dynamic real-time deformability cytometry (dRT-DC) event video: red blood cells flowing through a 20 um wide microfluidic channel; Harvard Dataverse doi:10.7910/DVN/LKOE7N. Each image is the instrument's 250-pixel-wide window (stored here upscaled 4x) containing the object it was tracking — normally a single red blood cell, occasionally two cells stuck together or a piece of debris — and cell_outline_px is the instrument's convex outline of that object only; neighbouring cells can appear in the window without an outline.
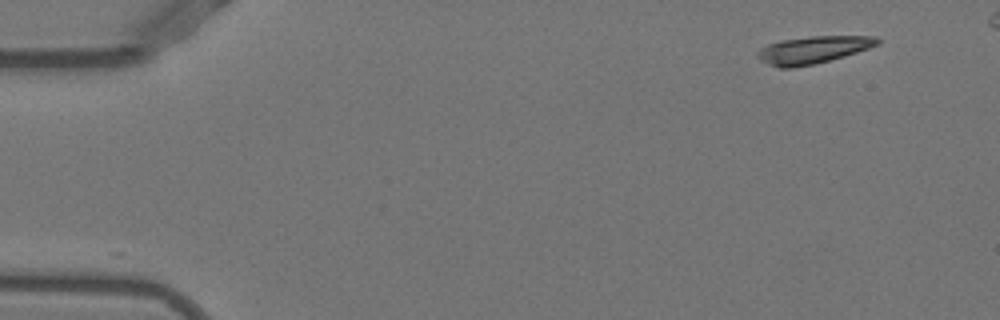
{"species": "Egyptian fruit bat (a non-hibernating species)", "species_latin": "Rousettus aegyptiacus", "temperature_condition": "warm", "stored_images_in_passage": 12, "camera_frame_rate_fps": 3000, "um_per_image_px": 0.085, "animal": {"sex": "female"}, "frame": {"image": 1, "passage_image": 1, "time_ms": 0.0, "image_size_px": [1000, 320], "cell_outline_px": [[880, 40], [876, 44], [868, 48], [844, 56], [812, 64], [792, 68], [780, 68], [768, 64], [760, 60], [756, 56], [756, 52], [760, 48], [768, 44], [780, 40], [812, 36], [876, 36]], "centroid_in_image_um": [69.04, 4.23], "position_along_channel_um": 16.0, "area_um2": 18.9}}